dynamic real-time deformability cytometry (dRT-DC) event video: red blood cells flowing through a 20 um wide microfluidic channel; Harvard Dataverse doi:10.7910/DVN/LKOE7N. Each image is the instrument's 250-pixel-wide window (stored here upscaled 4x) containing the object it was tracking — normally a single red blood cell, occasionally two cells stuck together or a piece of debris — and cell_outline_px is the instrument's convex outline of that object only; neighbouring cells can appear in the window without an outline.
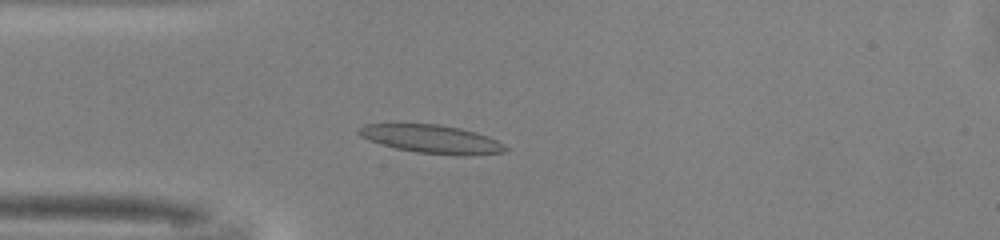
{"species": "common noctule bat (a hibernating species)", "species_latin": "Nyctalus noctula", "temperature_condition": "warm", "stored_images_in_passage": 38, "camera_frame_rate_fps": 3000, "um_per_image_px": 0.085, "animal": {"sex": "male", "body_mass_g": 13.0, "forearm_length_mm": 53.1}, "frame": {"image": 1, "passage_image": 5, "time_ms": 1.333, "image_size_px": [1000, 240], "cell_outline_px": [[508, 148], [504, 152], [464, 156], [460, 156], [416, 152], [396, 148], [380, 144], [368, 140], [360, 136], [356, 132], [356, 128], [364, 124], [440, 124], [460, 128], [476, 132], [488, 136], [504, 144]], "centroid_in_image_um": [36.66, 11.82], "position_along_channel_um": 48.3, "area_um2": 24.39}}
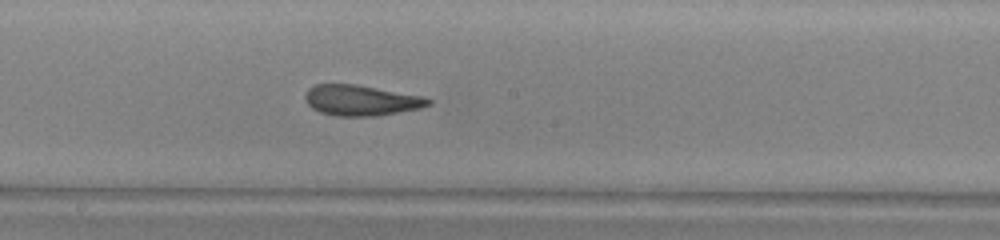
{"frame": {"image": 2, "passage_image": 18, "time_ms": 5.667, "image_size_px": [1000, 240], "cell_outline_px": [[432, 104], [420, 108], [376, 116], [336, 116], [320, 112], [312, 108], [308, 104], [304, 96], [308, 88], [316, 84], [356, 84], [424, 96], [432, 100]], "centroid_in_image_um": [30.7, 8.52], "position_along_channel_um": 217.5, "area_um2": 22.02}}
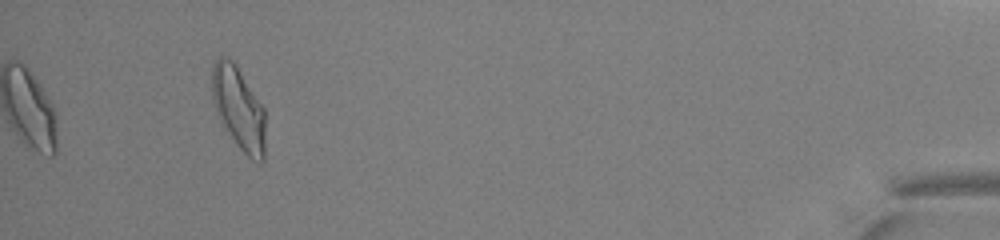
{"frame": {"image": 3, "passage_image": 38, "time_ms": 12.333, "image_size_px": [1000, 240], "cell_outline_px": [[264, 160], [260, 164], [252, 160], [236, 144], [220, 124], [212, 100], [212, 64], [216, 56], [228, 56], [236, 64], [264, 108]], "centroid_in_image_um": [20.25, 9.18], "position_along_channel_um": 415.0, "area_um2": 26.13}, "authors_computed_cell_mechanics": {"area_um2": 22.3975, "velocity_mm_per_s": 4.1199, "shape_relaxation_time_tau1_ms": 6.6201, "shape_relaxation_time_tau2_ms": 1.9723, "deformation_change_tau1": 0.2351, "deformation_change_tau2": 0.0969}}